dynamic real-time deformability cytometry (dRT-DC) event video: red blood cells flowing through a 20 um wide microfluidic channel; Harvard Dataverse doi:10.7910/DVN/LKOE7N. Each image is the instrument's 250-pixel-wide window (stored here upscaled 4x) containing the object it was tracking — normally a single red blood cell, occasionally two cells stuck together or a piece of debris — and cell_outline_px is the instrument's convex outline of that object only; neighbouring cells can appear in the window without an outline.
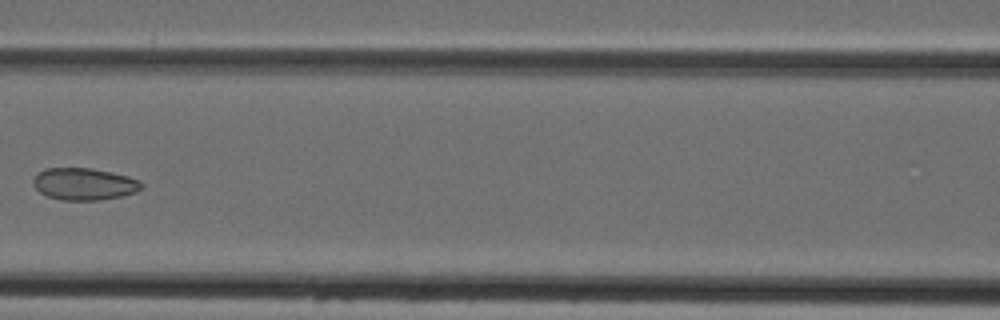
{"species": "Egyptian fruit bat (a non-hibernating species)", "species_latin": "Rousettus aegyptiacus", "temperature_condition": "cold", "stored_images_in_passage": 7, "camera_frame_rate_fps": 3000, "um_per_image_px": 0.085, "animal": {"sex": "female"}, "frame": {"image": 1, "passage_image": 6, "time_ms": 7.0, "image_size_px": [1000, 320], "cell_outline_px": [[144, 188], [136, 192], [120, 196], [100, 200], [60, 200], [48, 196], [40, 192], [32, 184], [32, 180], [36, 172], [44, 168], [92, 168], [112, 172], [128, 176], [140, 180], [144, 184]], "centroid_in_image_um": [7.15, 15.63], "position_along_channel_um": 159.4, "area_um2": 20.52}}
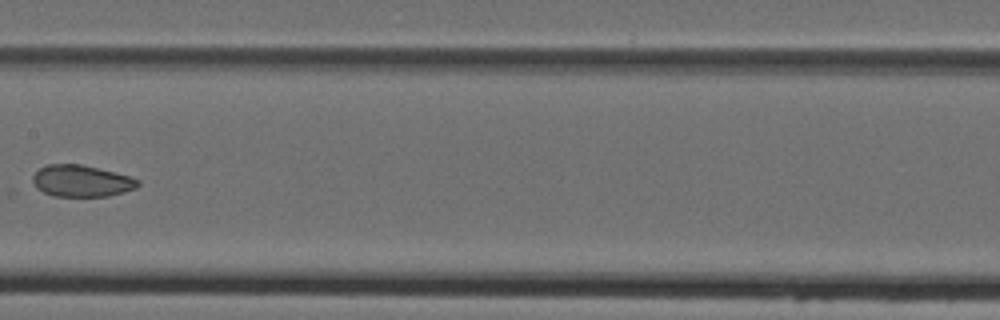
{"frame": {"image": 2, "passage_image": 7, "time_ms": 8.0, "image_size_px": [1000, 320], "cell_outline_px": [[140, 184], [136, 188], [124, 192], [108, 196], [52, 196], [36, 188], [32, 184], [32, 176], [40, 168], [48, 164], [80, 164], [128, 176], [140, 180]], "centroid_in_image_um": [6.89, 15.39], "position_along_channel_um": 200.5, "area_um2": 19.31}}